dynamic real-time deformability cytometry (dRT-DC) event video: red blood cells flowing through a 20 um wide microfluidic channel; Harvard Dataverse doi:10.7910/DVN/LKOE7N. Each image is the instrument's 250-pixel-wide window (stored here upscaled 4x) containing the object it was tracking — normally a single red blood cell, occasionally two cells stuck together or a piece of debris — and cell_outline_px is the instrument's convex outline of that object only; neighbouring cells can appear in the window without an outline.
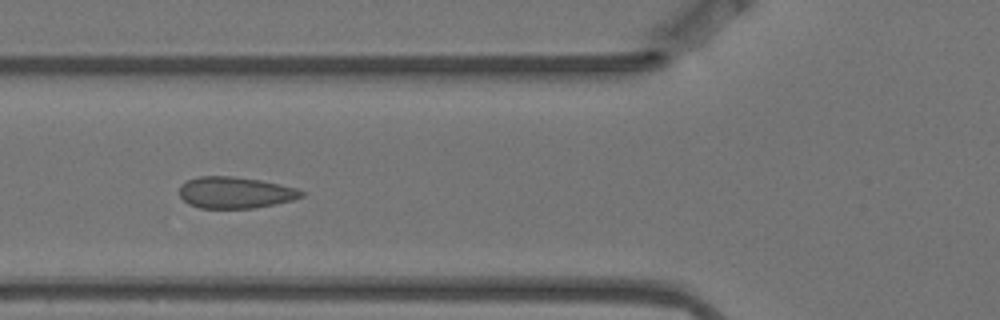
{"species": "Egyptian fruit bat (a non-hibernating species)", "species_latin": "Rousettus aegyptiacus", "temperature_condition": "warm", "stored_images_in_passage": 10, "camera_frame_rate_fps": 3000, "um_per_image_px": 0.085, "animal": {"sex": "female"}, "frame": {"image": 1, "passage_image": 5, "time_ms": 1.333, "image_size_px": [1000, 320], "cell_outline_px": [[304, 196], [292, 200], [252, 208], [200, 208], [188, 204], [180, 196], [180, 184], [188, 180], [200, 176], [232, 176], [260, 180], [296, 188], [304, 192]], "centroid_in_image_um": [19.96, 16.36], "position_along_channel_um": 105.8, "area_um2": 22.2}}
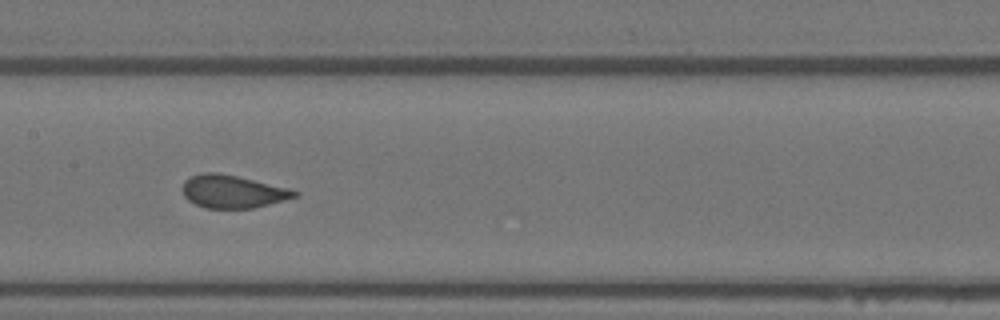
{"frame": {"image": 2, "passage_image": 7, "time_ms": 2.0, "image_size_px": [1000, 320], "cell_outline_px": [[300, 196], [252, 208], [204, 208], [188, 200], [184, 196], [180, 188], [184, 180], [188, 176], [204, 172], [220, 172], [288, 188], [300, 192]], "centroid_in_image_um": [19.73, 16.27], "position_along_channel_um": 187.7, "area_um2": 21.68}}
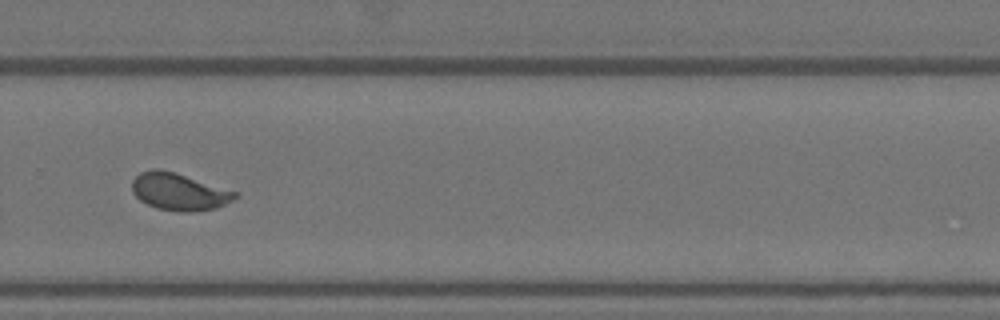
{"frame": {"image": 3, "passage_image": 10, "time_ms": 3.0, "image_size_px": [1000, 320], "cell_outline_px": [[240, 196], [216, 208], [192, 212], [180, 212], [156, 208], [140, 200], [132, 192], [132, 180], [140, 172], [152, 168], [160, 168], [240, 192]], "centroid_in_image_um": [15.23, 16.29], "position_along_channel_um": 314.6, "area_um2": 22.48}}